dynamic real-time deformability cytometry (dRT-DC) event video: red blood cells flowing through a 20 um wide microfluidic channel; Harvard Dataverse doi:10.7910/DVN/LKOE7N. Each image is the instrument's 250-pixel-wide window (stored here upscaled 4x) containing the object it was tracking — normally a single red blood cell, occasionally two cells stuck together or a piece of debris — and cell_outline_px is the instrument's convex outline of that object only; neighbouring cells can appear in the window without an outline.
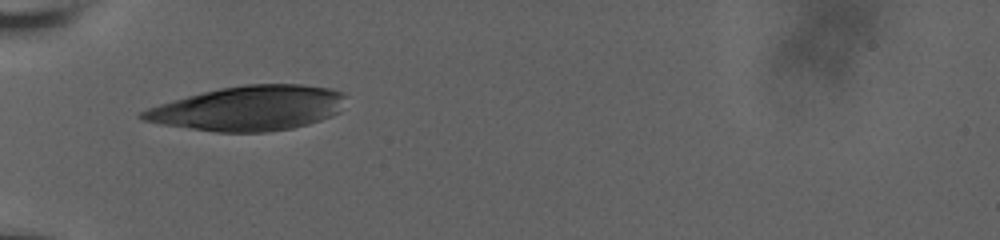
{"species": "human", "species_latin": "Homo sapiens", "temperature_condition": "room temperature", "stored_images_in_passage": 6, "camera_frame_rate_fps": 3000, "um_per_image_px": 0.085, "donor": {"sex": "male"}, "frame": {"image": 1, "passage_image": 1, "time_ms": 0.0, "image_size_px": [1000, 240], "cell_outline_px": [[344, 96], [340, 112], [332, 116], [308, 124], [292, 128], [268, 132], [216, 132], [160, 124], [144, 120], [136, 116], [140, 112], [148, 108], [160, 104], [188, 96], [220, 88], [244, 84], [300, 84], [328, 88], [344, 92]], "centroid_in_image_um": [21.15, 9.2], "position_along_channel_um": 63.9, "area_um2": 52.77}}
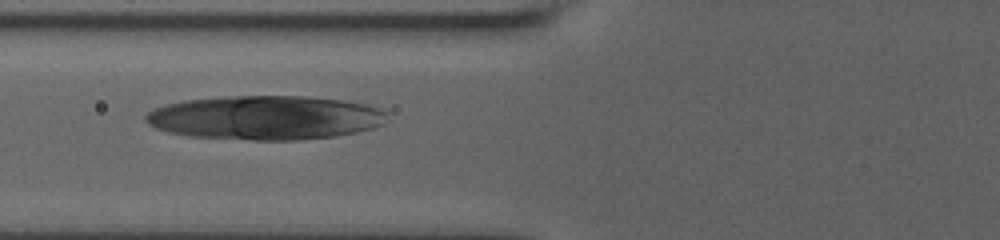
{"frame": {"image": 2, "passage_image": 4, "time_ms": 1.333, "image_size_px": [1000, 240], "cell_outline_px": [[388, 112], [384, 124], [372, 128], [356, 132], [336, 136], [300, 140], [252, 140], [192, 136], [168, 132], [156, 128], [148, 124], [144, 120], [144, 116], [148, 112], [156, 108], [168, 104], [184, 100], [236, 96], [304, 96], [344, 100], [368, 104], [380, 108]], "centroid_in_image_um": [22.6, 10.0], "position_along_channel_um": 103.2, "area_um2": 62.14}}
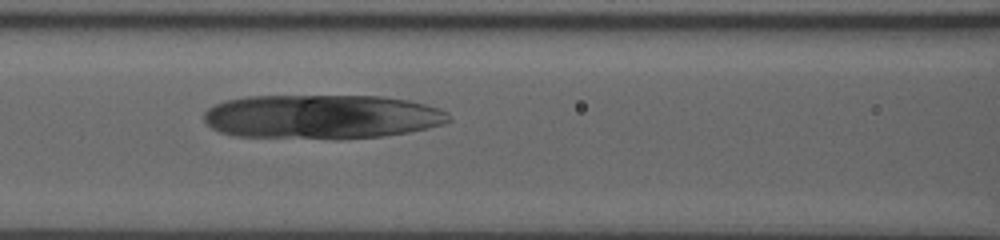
{"frame": {"image": 3, "passage_image": 6, "time_ms": 2.333, "image_size_px": [1000, 240], "cell_outline_px": [[452, 120], [444, 124], [408, 132], [384, 136], [232, 136], [220, 132], [212, 128], [204, 120], [204, 112], [208, 108], [224, 100], [248, 96], [380, 96], [408, 100], [424, 104], [448, 112]], "centroid_in_image_um": [27.34, 9.88], "position_along_channel_um": 139.3, "area_um2": 61.79}}